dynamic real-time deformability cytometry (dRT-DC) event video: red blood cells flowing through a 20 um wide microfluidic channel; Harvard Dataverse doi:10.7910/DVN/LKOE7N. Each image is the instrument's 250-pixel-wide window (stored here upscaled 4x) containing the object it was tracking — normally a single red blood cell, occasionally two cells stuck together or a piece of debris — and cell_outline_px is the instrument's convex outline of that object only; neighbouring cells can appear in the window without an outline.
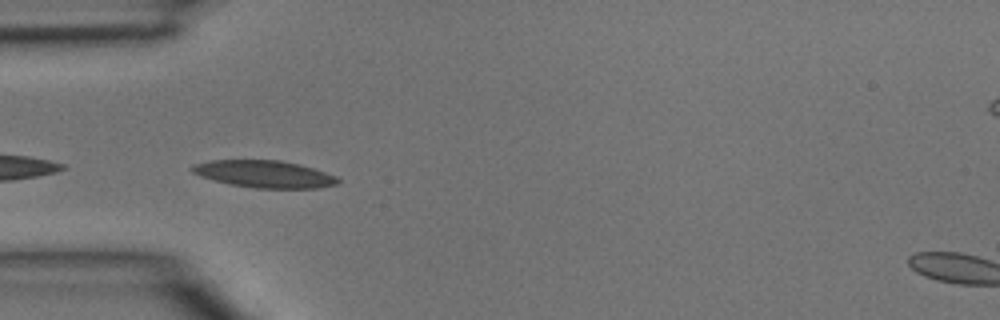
{"species": "common noctule bat (a hibernating species)", "species_latin": "Nyctalus noctula", "temperature_condition": "room temperature", "stored_images_in_passage": 12, "camera_frame_rate_fps": 3000, "um_per_image_px": 0.085, "animal": {"sex": "male", "body_mass_g": 15.6}, "frame": {"image": 1, "passage_image": 10, "time_ms": 3.0, "image_size_px": [1000, 320], "cell_outline_px": [[340, 180], [336, 184], [320, 188], [256, 188], [232, 184], [200, 176], [192, 172], [188, 168], [192, 164], [212, 160], [280, 160], [300, 164], [336, 176]], "centroid_in_image_um": [22.45, 14.78], "position_along_channel_um": 62.6, "area_um2": 22.95}}